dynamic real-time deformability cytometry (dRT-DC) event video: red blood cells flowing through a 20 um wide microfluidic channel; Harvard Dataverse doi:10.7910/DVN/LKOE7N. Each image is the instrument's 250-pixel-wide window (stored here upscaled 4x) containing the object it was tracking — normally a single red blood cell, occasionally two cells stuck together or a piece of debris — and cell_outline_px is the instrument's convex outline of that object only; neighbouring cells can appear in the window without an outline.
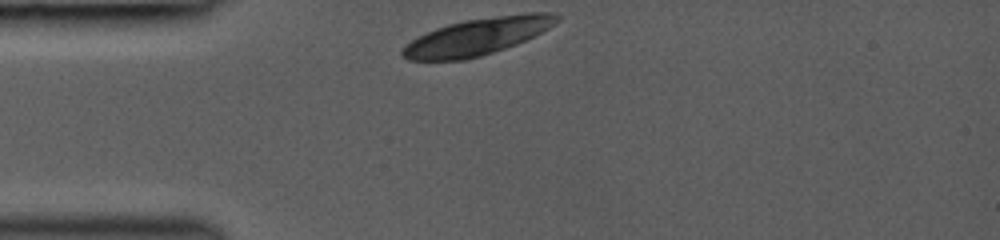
{"species": "common noctule bat (a hibernating species)", "species_latin": "Nyctalus noctula", "temperature_condition": "room temperature", "stored_images_in_passage": 29, "camera_frame_rate_fps": 3000, "um_per_image_px": 0.085, "animal": {"sex": "female", "body_mass_g": 19.0, "forearm_length_mm": 53.3}, "frame": {"image": 1, "passage_image": 1, "time_ms": 0.0, "image_size_px": [1000, 240], "cell_outline_px": [[560, 20], [548, 28], [516, 44], [480, 56], [464, 60], [408, 60], [400, 52], [412, 40], [436, 28], [448, 24], [464, 20], [524, 12], [552, 12], [560, 16]], "centroid_in_image_um": [40.62, 3.09], "position_along_channel_um": 44.4, "area_um2": 32.77}}